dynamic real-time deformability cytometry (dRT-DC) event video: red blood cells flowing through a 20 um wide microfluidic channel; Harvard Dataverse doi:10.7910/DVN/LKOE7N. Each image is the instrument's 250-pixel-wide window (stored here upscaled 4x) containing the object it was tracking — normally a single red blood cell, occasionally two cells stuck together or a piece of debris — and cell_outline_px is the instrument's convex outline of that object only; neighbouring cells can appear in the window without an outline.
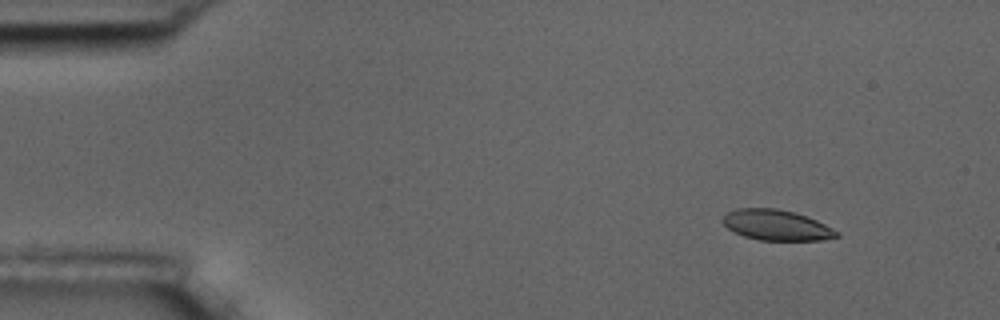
{"species": "common noctule bat (a hibernating species)", "species_latin": "Nyctalus noctula", "temperature_condition": "room temperature", "stored_images_in_passage": 6, "camera_frame_rate_fps": 3000, "um_per_image_px": 0.085, "animal": {"sex": "male", "body_mass_g": 17.5, "forearm_length_mm": 52.3}, "frame": {"image": 1, "passage_image": 3, "time_ms": 2.0, "image_size_px": [1000, 320], "cell_outline_px": [[840, 236], [824, 240], [760, 240], [744, 236], [728, 228], [720, 220], [728, 212], [736, 208], [776, 208], [792, 212], [816, 220], [840, 232]], "centroid_in_image_um": [66.0, 19.14], "position_along_channel_um": 19.0, "area_um2": 20.11}}
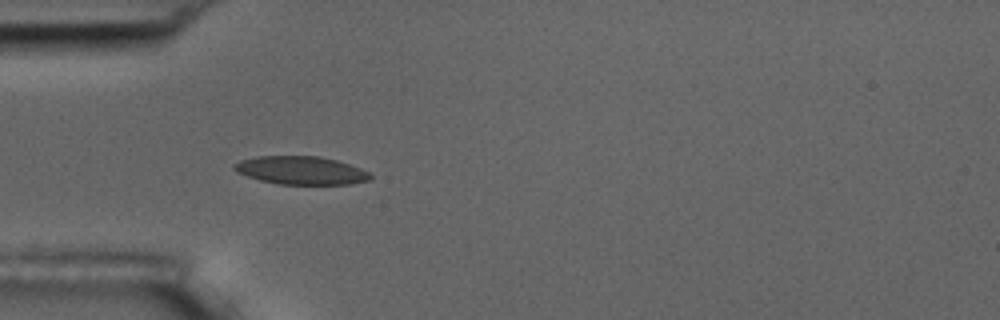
{"frame": {"image": 2, "passage_image": 6, "time_ms": 5.667, "image_size_px": [1000, 320], "cell_outline_px": [[372, 176], [368, 180], [352, 184], [280, 184], [260, 180], [236, 172], [232, 168], [232, 164], [240, 160], [256, 156], [320, 156], [336, 160], [360, 168], [368, 172]], "centroid_in_image_um": [25.54, 14.47], "position_along_channel_um": 59.5, "area_um2": 22.31}}